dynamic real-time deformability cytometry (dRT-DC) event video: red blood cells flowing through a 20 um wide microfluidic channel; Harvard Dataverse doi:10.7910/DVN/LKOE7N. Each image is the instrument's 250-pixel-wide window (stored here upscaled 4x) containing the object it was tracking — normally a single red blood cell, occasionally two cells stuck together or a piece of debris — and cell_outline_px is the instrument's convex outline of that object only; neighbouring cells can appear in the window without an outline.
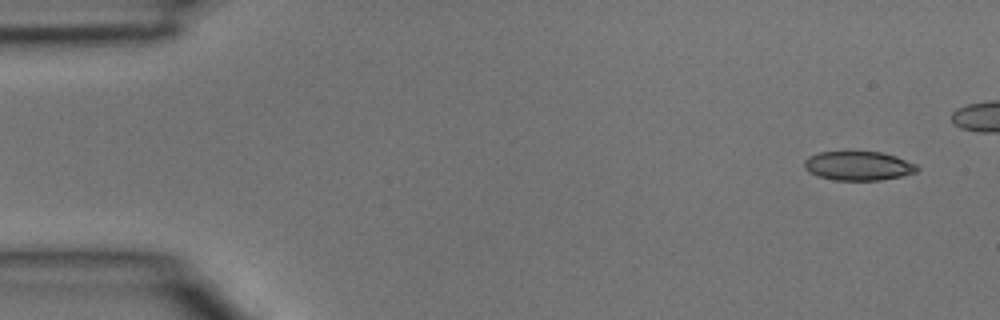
{"species": "common noctule bat (a hibernating species)", "species_latin": "Nyctalus noctula", "temperature_condition": "room temperature", "stored_images_in_passage": 4, "camera_frame_rate_fps": 3000, "um_per_image_px": 0.085, "animal": {"sex": "male", "body_mass_g": 15.6}, "frame": {"image": 1, "passage_image": 1, "time_ms": 0.0, "image_size_px": [1000, 320], "cell_outline_px": [[920, 168], [916, 172], [900, 176], [880, 180], [836, 180], [820, 176], [808, 172], [804, 168], [804, 160], [808, 156], [820, 152], [880, 152], [896, 156], [916, 164]], "centroid_in_image_um": [72.95, 14.09], "position_along_channel_um": 12.0, "area_um2": 19.02}}